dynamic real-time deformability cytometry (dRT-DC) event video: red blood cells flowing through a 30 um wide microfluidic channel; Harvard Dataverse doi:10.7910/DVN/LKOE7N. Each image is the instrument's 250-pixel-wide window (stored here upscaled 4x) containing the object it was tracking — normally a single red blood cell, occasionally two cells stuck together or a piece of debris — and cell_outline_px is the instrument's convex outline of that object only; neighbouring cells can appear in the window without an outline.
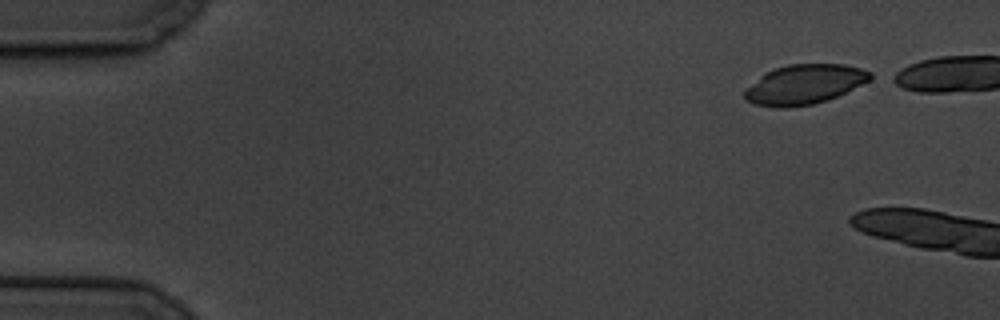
{"species": "common noctule bat (a hibernating species)", "species_latin": "Nyctalus noctula", "temperature_condition": "cold", "stored_images_in_passage": 2, "camera_frame_rate_fps": 3000, "um_per_image_px": 0.085, "animal": {"sex": "male", "body_mass_g": 19.5, "forearm_length_mm": 54.6}, "frame": {"image": 1, "passage_image": 1, "time_ms": 0.0, "image_size_px": [1000, 320], "cell_outline_px": [[880, 76], [872, 80], [828, 100], [812, 104], [788, 108], [776, 108], [756, 104], [744, 100], [744, 92], [764, 72], [788, 64], [844, 64], [860, 68], [872, 72]], "centroid_in_image_um": [68.44, 7.17], "position_along_channel_um": 16.6, "area_um2": 29.3}}